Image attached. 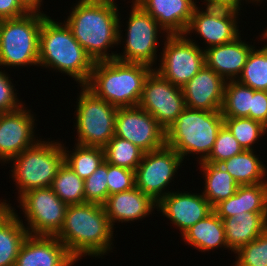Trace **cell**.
Instances as JSON below:
<instances>
[{
    "mask_svg": "<svg viewBox=\"0 0 267 266\" xmlns=\"http://www.w3.org/2000/svg\"><path fill=\"white\" fill-rule=\"evenodd\" d=\"M76 5V6H75ZM64 21L94 61L116 58L107 49L121 44L119 10L114 0H79Z\"/></svg>",
    "mask_w": 267,
    "mask_h": 266,
    "instance_id": "obj_1",
    "label": "cell"
},
{
    "mask_svg": "<svg viewBox=\"0 0 267 266\" xmlns=\"http://www.w3.org/2000/svg\"><path fill=\"white\" fill-rule=\"evenodd\" d=\"M113 230L104 206L86 202L68 205L64 224L56 237L78 261L81 256L107 255L114 245Z\"/></svg>",
    "mask_w": 267,
    "mask_h": 266,
    "instance_id": "obj_2",
    "label": "cell"
},
{
    "mask_svg": "<svg viewBox=\"0 0 267 266\" xmlns=\"http://www.w3.org/2000/svg\"><path fill=\"white\" fill-rule=\"evenodd\" d=\"M94 64L95 61L74 38L65 22L54 21L48 15L43 18L38 67L57 69L74 78L81 86L88 83Z\"/></svg>",
    "mask_w": 267,
    "mask_h": 266,
    "instance_id": "obj_3",
    "label": "cell"
},
{
    "mask_svg": "<svg viewBox=\"0 0 267 266\" xmlns=\"http://www.w3.org/2000/svg\"><path fill=\"white\" fill-rule=\"evenodd\" d=\"M153 68L117 59L95 61L85 85L97 97L119 107L138 106L144 82Z\"/></svg>",
    "mask_w": 267,
    "mask_h": 266,
    "instance_id": "obj_4",
    "label": "cell"
},
{
    "mask_svg": "<svg viewBox=\"0 0 267 266\" xmlns=\"http://www.w3.org/2000/svg\"><path fill=\"white\" fill-rule=\"evenodd\" d=\"M224 125L221 110L203 111L185 108L166 130V145L184 158L197 154L199 163L211 153L218 131Z\"/></svg>",
    "mask_w": 267,
    "mask_h": 266,
    "instance_id": "obj_5",
    "label": "cell"
},
{
    "mask_svg": "<svg viewBox=\"0 0 267 266\" xmlns=\"http://www.w3.org/2000/svg\"><path fill=\"white\" fill-rule=\"evenodd\" d=\"M44 12L0 20V66H38L39 33Z\"/></svg>",
    "mask_w": 267,
    "mask_h": 266,
    "instance_id": "obj_6",
    "label": "cell"
},
{
    "mask_svg": "<svg viewBox=\"0 0 267 266\" xmlns=\"http://www.w3.org/2000/svg\"><path fill=\"white\" fill-rule=\"evenodd\" d=\"M60 142L44 139L25 149L13 161L12 178L20 197L26 191L51 187L59 167L64 163V148Z\"/></svg>",
    "mask_w": 267,
    "mask_h": 266,
    "instance_id": "obj_7",
    "label": "cell"
},
{
    "mask_svg": "<svg viewBox=\"0 0 267 266\" xmlns=\"http://www.w3.org/2000/svg\"><path fill=\"white\" fill-rule=\"evenodd\" d=\"M77 99V143L83 146L103 148L115 134V117L118 108L97 97L85 85H81Z\"/></svg>",
    "mask_w": 267,
    "mask_h": 266,
    "instance_id": "obj_8",
    "label": "cell"
},
{
    "mask_svg": "<svg viewBox=\"0 0 267 266\" xmlns=\"http://www.w3.org/2000/svg\"><path fill=\"white\" fill-rule=\"evenodd\" d=\"M17 198L27 219L29 235L56 236L59 233L68 205L59 199L51 187L31 189Z\"/></svg>",
    "mask_w": 267,
    "mask_h": 266,
    "instance_id": "obj_9",
    "label": "cell"
},
{
    "mask_svg": "<svg viewBox=\"0 0 267 266\" xmlns=\"http://www.w3.org/2000/svg\"><path fill=\"white\" fill-rule=\"evenodd\" d=\"M159 68H154L173 85L182 87L205 65L203 47L184 34L165 35Z\"/></svg>",
    "mask_w": 267,
    "mask_h": 266,
    "instance_id": "obj_10",
    "label": "cell"
},
{
    "mask_svg": "<svg viewBox=\"0 0 267 266\" xmlns=\"http://www.w3.org/2000/svg\"><path fill=\"white\" fill-rule=\"evenodd\" d=\"M131 7L127 22L128 29L125 30L127 31L124 40L125 50L122 55L116 52L115 59L122 62L143 63L153 68L157 60L158 33L164 34L165 31L150 14L134 1Z\"/></svg>",
    "mask_w": 267,
    "mask_h": 266,
    "instance_id": "obj_11",
    "label": "cell"
},
{
    "mask_svg": "<svg viewBox=\"0 0 267 266\" xmlns=\"http://www.w3.org/2000/svg\"><path fill=\"white\" fill-rule=\"evenodd\" d=\"M182 163L183 159L178 152L167 145L145 152L135 170L136 188L158 203L170 193L165 190Z\"/></svg>",
    "mask_w": 267,
    "mask_h": 266,
    "instance_id": "obj_12",
    "label": "cell"
},
{
    "mask_svg": "<svg viewBox=\"0 0 267 266\" xmlns=\"http://www.w3.org/2000/svg\"><path fill=\"white\" fill-rule=\"evenodd\" d=\"M165 129L186 108L182 88L163 78L155 69L147 76L138 104Z\"/></svg>",
    "mask_w": 267,
    "mask_h": 266,
    "instance_id": "obj_13",
    "label": "cell"
},
{
    "mask_svg": "<svg viewBox=\"0 0 267 266\" xmlns=\"http://www.w3.org/2000/svg\"><path fill=\"white\" fill-rule=\"evenodd\" d=\"M114 135L130 141L144 152L155 151L166 145V130L139 106L118 108Z\"/></svg>",
    "mask_w": 267,
    "mask_h": 266,
    "instance_id": "obj_14",
    "label": "cell"
},
{
    "mask_svg": "<svg viewBox=\"0 0 267 266\" xmlns=\"http://www.w3.org/2000/svg\"><path fill=\"white\" fill-rule=\"evenodd\" d=\"M238 13L215 8L200 11V8L196 6L184 35L196 32L204 39V43L208 45L207 48L229 43L240 36L237 25L239 20L237 18L240 15Z\"/></svg>",
    "mask_w": 267,
    "mask_h": 266,
    "instance_id": "obj_15",
    "label": "cell"
},
{
    "mask_svg": "<svg viewBox=\"0 0 267 266\" xmlns=\"http://www.w3.org/2000/svg\"><path fill=\"white\" fill-rule=\"evenodd\" d=\"M25 108V109H24ZM34 114L24 105L0 115V161L9 163L39 140L34 137ZM36 139V140H35ZM8 161V162H7Z\"/></svg>",
    "mask_w": 267,
    "mask_h": 266,
    "instance_id": "obj_16",
    "label": "cell"
},
{
    "mask_svg": "<svg viewBox=\"0 0 267 266\" xmlns=\"http://www.w3.org/2000/svg\"><path fill=\"white\" fill-rule=\"evenodd\" d=\"M171 192L157 203L156 209L181 230V235L213 211L211 204L200 193Z\"/></svg>",
    "mask_w": 267,
    "mask_h": 266,
    "instance_id": "obj_17",
    "label": "cell"
},
{
    "mask_svg": "<svg viewBox=\"0 0 267 266\" xmlns=\"http://www.w3.org/2000/svg\"><path fill=\"white\" fill-rule=\"evenodd\" d=\"M225 83L226 81L219 74L204 65L181 87L186 107L203 111L221 110Z\"/></svg>",
    "mask_w": 267,
    "mask_h": 266,
    "instance_id": "obj_18",
    "label": "cell"
},
{
    "mask_svg": "<svg viewBox=\"0 0 267 266\" xmlns=\"http://www.w3.org/2000/svg\"><path fill=\"white\" fill-rule=\"evenodd\" d=\"M77 260L56 236L28 235L15 266H72Z\"/></svg>",
    "mask_w": 267,
    "mask_h": 266,
    "instance_id": "obj_19",
    "label": "cell"
},
{
    "mask_svg": "<svg viewBox=\"0 0 267 266\" xmlns=\"http://www.w3.org/2000/svg\"><path fill=\"white\" fill-rule=\"evenodd\" d=\"M150 14L166 32V35L184 34L194 9V0H134Z\"/></svg>",
    "mask_w": 267,
    "mask_h": 266,
    "instance_id": "obj_20",
    "label": "cell"
},
{
    "mask_svg": "<svg viewBox=\"0 0 267 266\" xmlns=\"http://www.w3.org/2000/svg\"><path fill=\"white\" fill-rule=\"evenodd\" d=\"M255 45H250L241 40V35L235 40L214 46L204 48L205 65L213 69L225 81L237 80L240 76L247 57Z\"/></svg>",
    "mask_w": 267,
    "mask_h": 266,
    "instance_id": "obj_21",
    "label": "cell"
},
{
    "mask_svg": "<svg viewBox=\"0 0 267 266\" xmlns=\"http://www.w3.org/2000/svg\"><path fill=\"white\" fill-rule=\"evenodd\" d=\"M103 206L110 224L114 227L117 221L126 223L146 218L157 208V202L134 187L108 196Z\"/></svg>",
    "mask_w": 267,
    "mask_h": 266,
    "instance_id": "obj_22",
    "label": "cell"
},
{
    "mask_svg": "<svg viewBox=\"0 0 267 266\" xmlns=\"http://www.w3.org/2000/svg\"><path fill=\"white\" fill-rule=\"evenodd\" d=\"M222 222L228 249L235 253L267 229V212H242Z\"/></svg>",
    "mask_w": 267,
    "mask_h": 266,
    "instance_id": "obj_23",
    "label": "cell"
},
{
    "mask_svg": "<svg viewBox=\"0 0 267 266\" xmlns=\"http://www.w3.org/2000/svg\"><path fill=\"white\" fill-rule=\"evenodd\" d=\"M221 218L242 214V212H267V183L239 185L237 192L213 207Z\"/></svg>",
    "mask_w": 267,
    "mask_h": 266,
    "instance_id": "obj_24",
    "label": "cell"
},
{
    "mask_svg": "<svg viewBox=\"0 0 267 266\" xmlns=\"http://www.w3.org/2000/svg\"><path fill=\"white\" fill-rule=\"evenodd\" d=\"M182 237L188 245L201 252L218 249V247L228 249L222 219L214 211L191 226Z\"/></svg>",
    "mask_w": 267,
    "mask_h": 266,
    "instance_id": "obj_25",
    "label": "cell"
},
{
    "mask_svg": "<svg viewBox=\"0 0 267 266\" xmlns=\"http://www.w3.org/2000/svg\"><path fill=\"white\" fill-rule=\"evenodd\" d=\"M254 150H243L238 155L219 163L239 185L267 183V167ZM266 167V168H265ZM265 176V178H264Z\"/></svg>",
    "mask_w": 267,
    "mask_h": 266,
    "instance_id": "obj_26",
    "label": "cell"
},
{
    "mask_svg": "<svg viewBox=\"0 0 267 266\" xmlns=\"http://www.w3.org/2000/svg\"><path fill=\"white\" fill-rule=\"evenodd\" d=\"M199 164L205 177L202 195L212 207L237 192L239 184L220 164L210 163L205 160Z\"/></svg>",
    "mask_w": 267,
    "mask_h": 266,
    "instance_id": "obj_27",
    "label": "cell"
},
{
    "mask_svg": "<svg viewBox=\"0 0 267 266\" xmlns=\"http://www.w3.org/2000/svg\"><path fill=\"white\" fill-rule=\"evenodd\" d=\"M17 214L14 210L0 225V266H15L20 248L29 235Z\"/></svg>",
    "mask_w": 267,
    "mask_h": 266,
    "instance_id": "obj_28",
    "label": "cell"
},
{
    "mask_svg": "<svg viewBox=\"0 0 267 266\" xmlns=\"http://www.w3.org/2000/svg\"><path fill=\"white\" fill-rule=\"evenodd\" d=\"M254 91V89L239 83L237 80L226 81L221 108L223 118H249V109L251 108Z\"/></svg>",
    "mask_w": 267,
    "mask_h": 266,
    "instance_id": "obj_29",
    "label": "cell"
},
{
    "mask_svg": "<svg viewBox=\"0 0 267 266\" xmlns=\"http://www.w3.org/2000/svg\"><path fill=\"white\" fill-rule=\"evenodd\" d=\"M51 189L67 205L85 203L84 179L80 178L65 162L59 167Z\"/></svg>",
    "mask_w": 267,
    "mask_h": 266,
    "instance_id": "obj_30",
    "label": "cell"
},
{
    "mask_svg": "<svg viewBox=\"0 0 267 266\" xmlns=\"http://www.w3.org/2000/svg\"><path fill=\"white\" fill-rule=\"evenodd\" d=\"M73 151L64 148V162L82 179L88 178L99 165L105 161L104 149L101 147L75 144ZM71 152V153H70Z\"/></svg>",
    "mask_w": 267,
    "mask_h": 266,
    "instance_id": "obj_31",
    "label": "cell"
},
{
    "mask_svg": "<svg viewBox=\"0 0 267 266\" xmlns=\"http://www.w3.org/2000/svg\"><path fill=\"white\" fill-rule=\"evenodd\" d=\"M105 161L111 165L135 171L144 151L128 140L113 136L103 147Z\"/></svg>",
    "mask_w": 267,
    "mask_h": 266,
    "instance_id": "obj_32",
    "label": "cell"
},
{
    "mask_svg": "<svg viewBox=\"0 0 267 266\" xmlns=\"http://www.w3.org/2000/svg\"><path fill=\"white\" fill-rule=\"evenodd\" d=\"M237 81L254 90L267 91V45L250 51Z\"/></svg>",
    "mask_w": 267,
    "mask_h": 266,
    "instance_id": "obj_33",
    "label": "cell"
},
{
    "mask_svg": "<svg viewBox=\"0 0 267 266\" xmlns=\"http://www.w3.org/2000/svg\"><path fill=\"white\" fill-rule=\"evenodd\" d=\"M224 125L245 150H253L254 143L267 132L261 122L248 117L224 118Z\"/></svg>",
    "mask_w": 267,
    "mask_h": 266,
    "instance_id": "obj_34",
    "label": "cell"
},
{
    "mask_svg": "<svg viewBox=\"0 0 267 266\" xmlns=\"http://www.w3.org/2000/svg\"><path fill=\"white\" fill-rule=\"evenodd\" d=\"M235 253L233 266H267V229Z\"/></svg>",
    "mask_w": 267,
    "mask_h": 266,
    "instance_id": "obj_35",
    "label": "cell"
},
{
    "mask_svg": "<svg viewBox=\"0 0 267 266\" xmlns=\"http://www.w3.org/2000/svg\"><path fill=\"white\" fill-rule=\"evenodd\" d=\"M243 150L245 149L234 138L231 131L223 125L218 131L213 149L205 161L219 164L226 159L238 155Z\"/></svg>",
    "mask_w": 267,
    "mask_h": 266,
    "instance_id": "obj_36",
    "label": "cell"
},
{
    "mask_svg": "<svg viewBox=\"0 0 267 266\" xmlns=\"http://www.w3.org/2000/svg\"><path fill=\"white\" fill-rule=\"evenodd\" d=\"M85 203L103 205L108 198L107 162H102L96 171L84 180Z\"/></svg>",
    "mask_w": 267,
    "mask_h": 266,
    "instance_id": "obj_37",
    "label": "cell"
},
{
    "mask_svg": "<svg viewBox=\"0 0 267 266\" xmlns=\"http://www.w3.org/2000/svg\"><path fill=\"white\" fill-rule=\"evenodd\" d=\"M108 196L136 187L135 171L107 163Z\"/></svg>",
    "mask_w": 267,
    "mask_h": 266,
    "instance_id": "obj_38",
    "label": "cell"
},
{
    "mask_svg": "<svg viewBox=\"0 0 267 266\" xmlns=\"http://www.w3.org/2000/svg\"><path fill=\"white\" fill-rule=\"evenodd\" d=\"M10 76L5 71L0 70V112H11L18 110L23 106L18 100L17 94L14 91V86L10 81Z\"/></svg>",
    "mask_w": 267,
    "mask_h": 266,
    "instance_id": "obj_39",
    "label": "cell"
},
{
    "mask_svg": "<svg viewBox=\"0 0 267 266\" xmlns=\"http://www.w3.org/2000/svg\"><path fill=\"white\" fill-rule=\"evenodd\" d=\"M249 118L259 121L267 127V91H254Z\"/></svg>",
    "mask_w": 267,
    "mask_h": 266,
    "instance_id": "obj_40",
    "label": "cell"
},
{
    "mask_svg": "<svg viewBox=\"0 0 267 266\" xmlns=\"http://www.w3.org/2000/svg\"><path fill=\"white\" fill-rule=\"evenodd\" d=\"M28 12L19 0H0V20L18 18Z\"/></svg>",
    "mask_w": 267,
    "mask_h": 266,
    "instance_id": "obj_41",
    "label": "cell"
},
{
    "mask_svg": "<svg viewBox=\"0 0 267 266\" xmlns=\"http://www.w3.org/2000/svg\"><path fill=\"white\" fill-rule=\"evenodd\" d=\"M245 1L247 3V0ZM203 2L206 3V8L226 9L239 12L242 0H204Z\"/></svg>",
    "mask_w": 267,
    "mask_h": 266,
    "instance_id": "obj_42",
    "label": "cell"
},
{
    "mask_svg": "<svg viewBox=\"0 0 267 266\" xmlns=\"http://www.w3.org/2000/svg\"><path fill=\"white\" fill-rule=\"evenodd\" d=\"M0 200V225L14 212V207L6 203V200Z\"/></svg>",
    "mask_w": 267,
    "mask_h": 266,
    "instance_id": "obj_43",
    "label": "cell"
},
{
    "mask_svg": "<svg viewBox=\"0 0 267 266\" xmlns=\"http://www.w3.org/2000/svg\"><path fill=\"white\" fill-rule=\"evenodd\" d=\"M20 3L29 11V12H41L40 7L43 0H19Z\"/></svg>",
    "mask_w": 267,
    "mask_h": 266,
    "instance_id": "obj_44",
    "label": "cell"
},
{
    "mask_svg": "<svg viewBox=\"0 0 267 266\" xmlns=\"http://www.w3.org/2000/svg\"><path fill=\"white\" fill-rule=\"evenodd\" d=\"M260 38L263 40L264 39L267 40V27H266V30H264V33L261 34Z\"/></svg>",
    "mask_w": 267,
    "mask_h": 266,
    "instance_id": "obj_45",
    "label": "cell"
},
{
    "mask_svg": "<svg viewBox=\"0 0 267 266\" xmlns=\"http://www.w3.org/2000/svg\"><path fill=\"white\" fill-rule=\"evenodd\" d=\"M252 2H257V4H258V2H261L262 0H251Z\"/></svg>",
    "mask_w": 267,
    "mask_h": 266,
    "instance_id": "obj_46",
    "label": "cell"
}]
</instances>
